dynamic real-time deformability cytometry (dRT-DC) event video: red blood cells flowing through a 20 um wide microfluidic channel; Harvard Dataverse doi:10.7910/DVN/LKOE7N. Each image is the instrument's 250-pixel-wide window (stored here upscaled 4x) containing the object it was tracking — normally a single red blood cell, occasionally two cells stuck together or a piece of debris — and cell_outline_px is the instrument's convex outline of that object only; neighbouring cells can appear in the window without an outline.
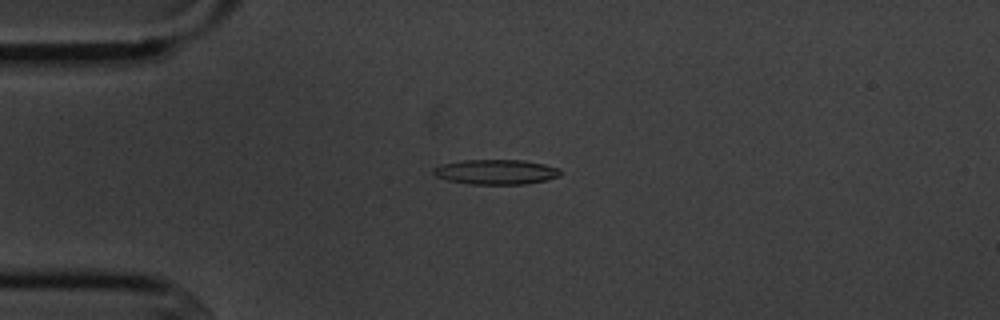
{"species": "common noctule bat (a hibernating species)", "species_latin": "Nyctalus noctula", "temperature_condition": "cold", "stored_images_in_passage": 9, "camera_frame_rate_fps": 3000, "um_per_image_px": 0.085, "animal": {"sex": "male", "body_mass_g": 20.1, "forearm_length_mm": 53.5}, "frame": {"image": 1, "passage_image": 4, "time_ms": 3.667, "image_size_px": [1000, 320], "cell_outline_px": [[564, 172], [560, 176], [548, 180], [528, 184], [468, 184], [448, 180], [436, 176], [432, 172], [432, 168], [440, 164], [464, 160], [524, 160], [544, 164], [560, 168]], "centroid_in_image_um": [42.2, 14.61], "position_along_channel_um": 42.8, "area_um2": 18.73}}
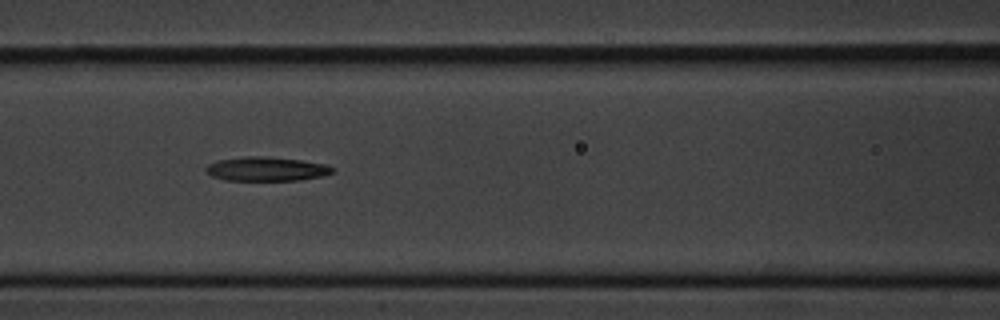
{"frame": {"image": 2, "passage_image": 7, "time_ms": 7.0, "image_size_px": [1000, 320], "cell_outline_px": [[332, 172], [324, 176], [300, 180], [224, 180], [212, 176], [204, 168], [208, 164], [216, 160], [244, 156], [264, 156], [300, 160], [328, 164], [332, 168]], "centroid_in_image_um": [22.63, 14.35], "position_along_channel_um": 144.0, "area_um2": 17.8}}
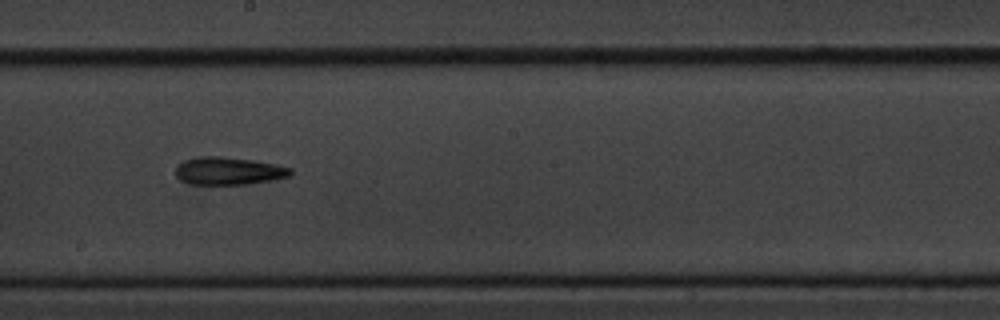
{"frame": {"image": 3, "passage_image": 9, "time_ms": 9.333, "image_size_px": [1000, 320], "cell_outline_px": [[292, 172], [288, 176], [276, 180], [248, 184], [188, 184], [180, 180], [176, 176], [176, 164], [184, 160], [200, 156], [220, 156], [252, 160], [292, 168]], "centroid_in_image_um": [19.39, 14.53], "position_along_channel_um": 228.8, "area_um2": 18.61}}